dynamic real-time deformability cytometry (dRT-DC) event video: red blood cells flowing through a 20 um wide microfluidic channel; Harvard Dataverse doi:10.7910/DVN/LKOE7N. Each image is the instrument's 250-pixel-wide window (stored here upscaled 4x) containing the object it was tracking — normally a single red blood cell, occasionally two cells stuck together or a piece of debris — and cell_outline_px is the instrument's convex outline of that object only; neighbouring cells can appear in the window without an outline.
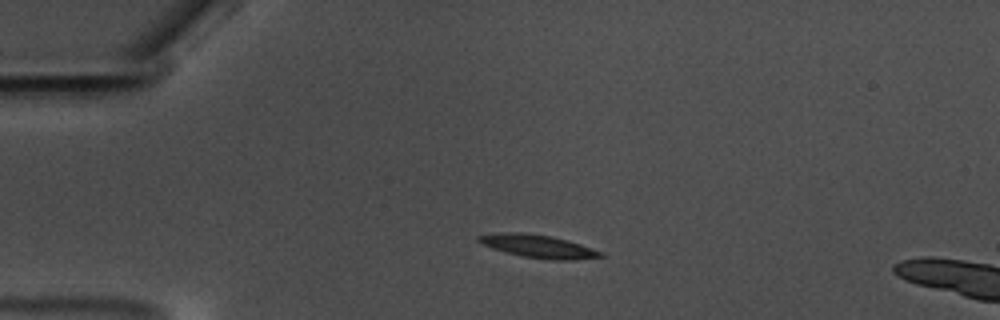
{"species": "common noctule bat (a hibernating species)", "species_latin": "Nyctalus noctula", "temperature_condition": "warm", "stored_images_in_passage": 47, "segment_of_instrument_passage": [1, 2], "camera_frame_rate_fps": 3000, "um_per_image_px": 0.085, "animal": {"sex": "male", "body_mass_g": 17.5, "forearm_length_mm": 52.3}, "frame": {"image": 1, "passage_image": 1, "time_ms": 0.0, "image_size_px": [1000, 320], "cell_outline_px": [[604, 256], [572, 260], [548, 260], [524, 256], [492, 248], [476, 240], [476, 236], [500, 232], [520, 232], [552, 236], [568, 240], [604, 252]], "centroid_in_image_um": [45.77, 20.92], "position_along_channel_um": 39.2, "area_um2": 16.24}}
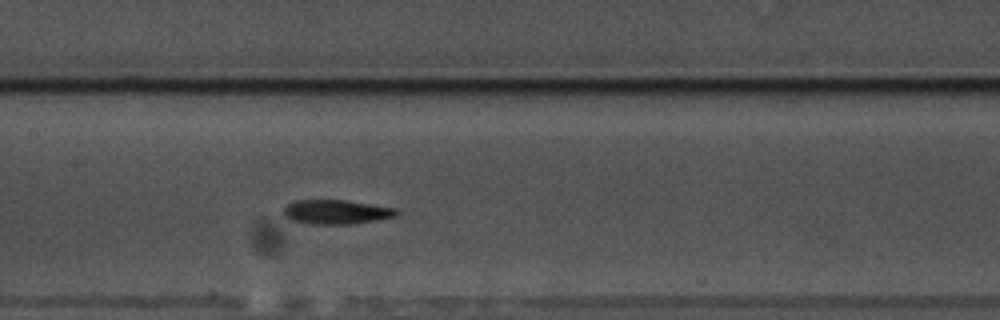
{"frame": {"image": 2, "passage_image": 16, "time_ms": 5.0, "image_size_px": [1000, 320], "cell_outline_px": [[400, 212], [396, 216], [376, 220], [352, 224], [308, 224], [292, 220], [284, 216], [284, 208], [288, 204], [296, 200], [348, 200], [396, 208]], "centroid_in_image_um": [28.6, 18.01], "position_along_channel_um": 178.8, "area_um2": 16.07}}
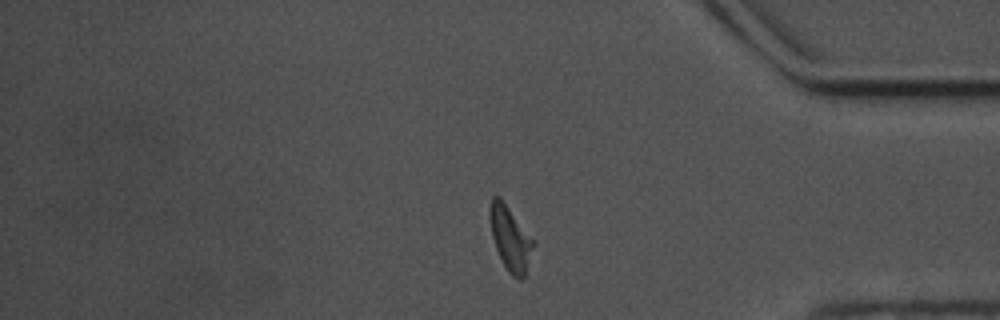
{"frame": {"image": 3, "passage_image": 36, "time_ms": 11.667, "image_size_px": [1000, 320], "cell_outline_px": [[532, 248], [524, 276], [520, 280], [512, 276], [508, 272], [496, 248], [492, 236], [488, 212], [488, 208], [492, 196], [500, 196], [532, 240]], "centroid_in_image_um": [43.3, 20.22], "position_along_channel_um": 391.9, "area_um2": 15.61}}